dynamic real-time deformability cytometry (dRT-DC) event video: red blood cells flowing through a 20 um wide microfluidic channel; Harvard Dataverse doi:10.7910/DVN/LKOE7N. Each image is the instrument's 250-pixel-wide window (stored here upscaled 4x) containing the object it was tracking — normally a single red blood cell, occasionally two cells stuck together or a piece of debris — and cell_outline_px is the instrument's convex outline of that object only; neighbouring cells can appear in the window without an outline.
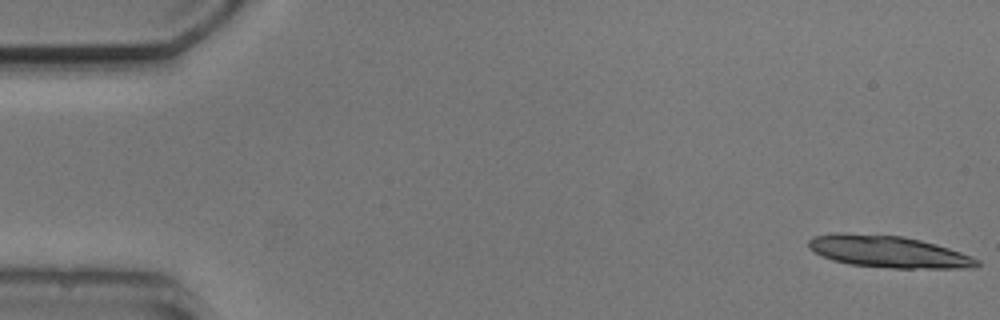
{"species": "common noctule bat (a hibernating species)", "species_latin": "Nyctalus noctula", "temperature_condition": "cold", "stored_images_in_passage": 6, "segment_of_instrument_passage": [1, 2], "camera_frame_rate_fps": 3000, "um_per_image_px": 0.085, "animal": {"sex": "male", "body_mass_g": 20.5, "forearm_length_mm": 52.5}, "frame": {"image": 1, "passage_image": 1, "time_ms": 0.0, "image_size_px": [1000, 320], "cell_outline_px": [[980, 264], [976, 268], [888, 268], [848, 264], [832, 260], [808, 248], [808, 240], [812, 236], [836, 232], [844, 232], [904, 236], [936, 244], [972, 256], [980, 260]], "centroid_in_image_um": [75.5, 21.38], "position_along_channel_um": 9.5, "area_um2": 31.56}}